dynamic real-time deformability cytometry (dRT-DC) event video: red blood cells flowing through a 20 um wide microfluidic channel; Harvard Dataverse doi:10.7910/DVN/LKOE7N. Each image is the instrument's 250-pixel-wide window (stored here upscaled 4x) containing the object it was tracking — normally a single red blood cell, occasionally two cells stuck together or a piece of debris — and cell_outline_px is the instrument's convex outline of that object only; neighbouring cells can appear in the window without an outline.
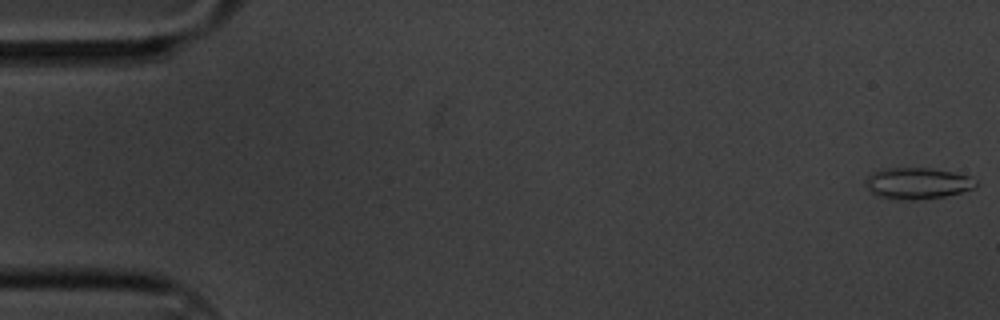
{"species": "common noctule bat (a hibernating species)", "species_latin": "Nyctalus noctula", "temperature_condition": "cold", "stored_images_in_passage": 4, "camera_frame_rate_fps": 3000, "um_per_image_px": 0.085, "animal": {"sex": "male", "body_mass_g": 20.1, "forearm_length_mm": 53.5}, "frame": {"image": 1, "passage_image": 1, "time_ms": 0.0, "image_size_px": [1000, 320], "cell_outline_px": [[980, 184], [976, 188], [944, 196], [920, 200], [900, 200], [876, 196], [864, 184], [864, 180], [872, 172], [880, 168], [932, 168], [952, 172], [968, 176], [976, 180]], "centroid_in_image_um": [77.96, 15.58], "position_along_channel_um": 7.0, "area_um2": 20.46}}